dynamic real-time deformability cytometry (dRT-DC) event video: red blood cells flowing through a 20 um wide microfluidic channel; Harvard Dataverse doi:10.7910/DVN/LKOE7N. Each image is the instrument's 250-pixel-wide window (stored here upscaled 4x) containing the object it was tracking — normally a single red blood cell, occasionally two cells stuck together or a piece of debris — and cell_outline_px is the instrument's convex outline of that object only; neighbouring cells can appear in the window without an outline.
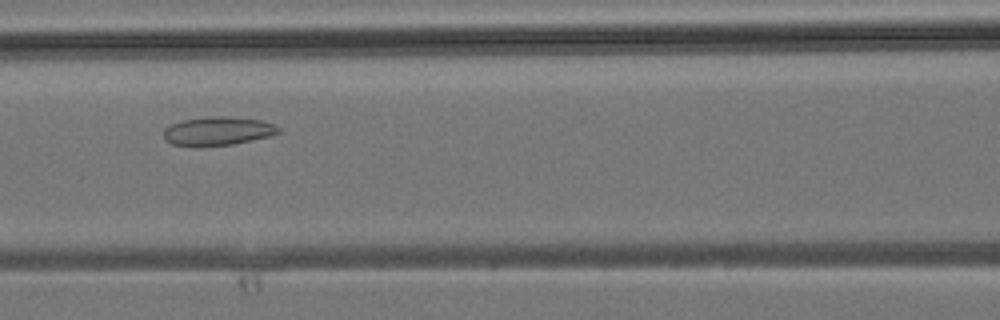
{"species": "common noctule bat (a hibernating species)", "species_latin": "Nyctalus noctula", "temperature_condition": "room temperature", "stored_images_in_passage": 35, "camera_frame_rate_fps": 3000, "um_per_image_px": 0.085, "animal": {"sex": "male", "body_mass_g": 19.2, "forearm_length_mm": 51.8}, "frame": {"image": 1, "passage_image": 14, "time_ms": 4.333, "image_size_px": [1000, 320], "cell_outline_px": [[280, 132], [272, 136], [232, 144], [196, 148], [192, 148], [172, 144], [164, 140], [164, 128], [168, 124], [180, 120], [212, 116], [224, 116], [260, 120], [276, 124], [280, 128]], "centroid_in_image_um": [18.46, 11.16], "position_along_channel_um": 148.1, "area_um2": 19.77}}
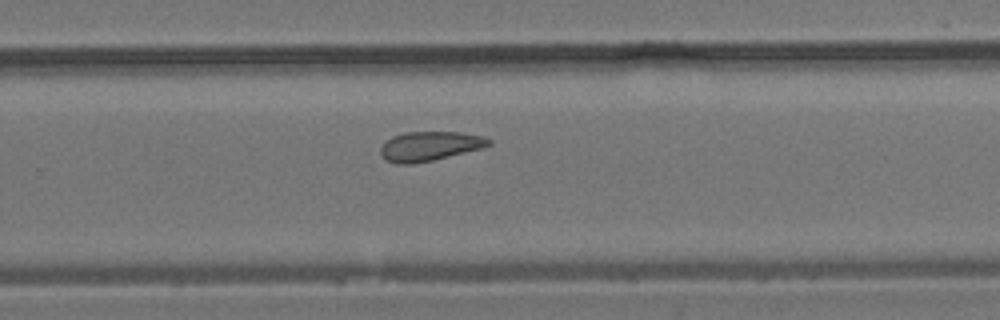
{"frame": {"image": 2, "passage_image": 22, "time_ms": 7.0, "image_size_px": [1000, 320], "cell_outline_px": [[492, 144], [480, 148], [432, 160], [412, 164], [396, 164], [384, 160], [380, 156], [380, 148], [392, 136], [404, 132], [460, 132], [484, 136], [492, 140]], "centroid_in_image_um": [36.49, 12.42], "position_along_channel_um": 293.3, "area_um2": 18.5}}
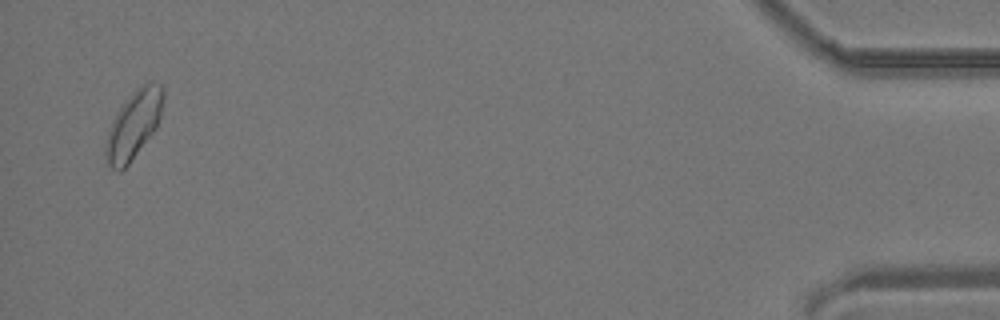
{"frame": {"image": 3, "passage_image": 34, "time_ms": 11.0, "image_size_px": [1000, 320], "cell_outline_px": [[164, 96], [160, 116], [156, 128], [128, 164], [120, 172], [116, 172], [108, 164], [104, 152], [104, 144], [108, 132], [120, 108], [132, 92], [136, 88], [144, 84], [164, 84]], "centroid_in_image_um": [11.36, 10.62], "position_along_channel_um": 423.8, "area_um2": 22.31}}